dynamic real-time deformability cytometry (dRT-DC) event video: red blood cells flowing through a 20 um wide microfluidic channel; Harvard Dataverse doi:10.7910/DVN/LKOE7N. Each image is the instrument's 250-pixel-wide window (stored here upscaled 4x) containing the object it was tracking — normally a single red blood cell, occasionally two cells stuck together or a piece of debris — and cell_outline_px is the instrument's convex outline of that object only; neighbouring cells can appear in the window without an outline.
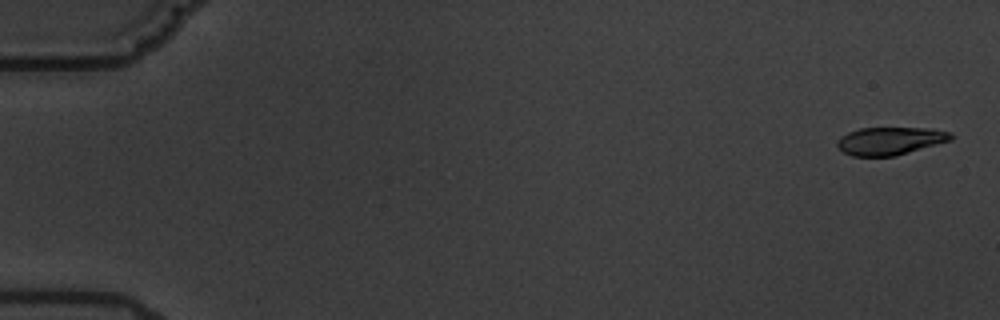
{"species": "common noctule bat (a hibernating species)", "species_latin": "Nyctalus noctula", "temperature_condition": "warm", "stored_images_in_passage": 7, "camera_frame_rate_fps": 3000, "um_per_image_px": 0.085, "animal": {"sex": "male", "body_mass_g": 19.5, "forearm_length_mm": 54.6}, "frame": {"image": 1, "passage_image": 1, "time_ms": 0.0, "image_size_px": [1000, 320], "cell_outline_px": [[952, 140], [896, 156], [852, 156], [844, 152], [836, 144], [836, 140], [840, 136], [848, 132], [860, 128], [932, 128], [952, 132]], "centroid_in_image_um": [75.67, 11.97], "position_along_channel_um": 9.3, "area_um2": 18.55}}
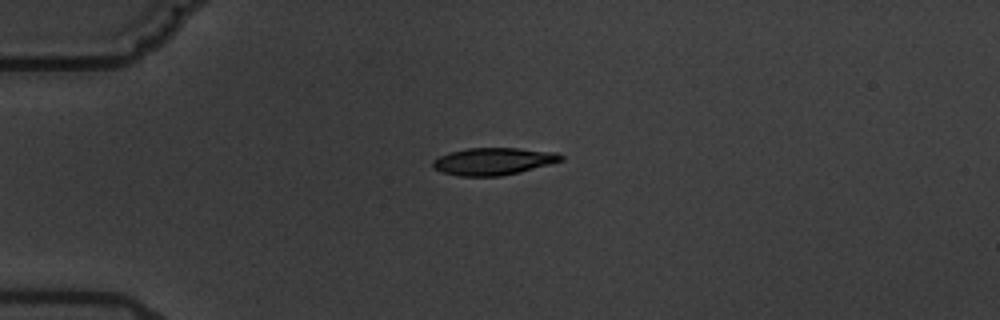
{"frame": {"image": 2, "passage_image": 5, "time_ms": 4.667, "image_size_px": [1000, 320], "cell_outline_px": [[564, 160], [500, 176], [460, 176], [444, 172], [432, 168], [432, 160], [440, 156], [452, 152], [468, 148], [516, 148], [556, 152], [564, 156]], "centroid_in_image_um": [41.92, 13.7], "position_along_channel_um": 43.1, "area_um2": 20.0}}